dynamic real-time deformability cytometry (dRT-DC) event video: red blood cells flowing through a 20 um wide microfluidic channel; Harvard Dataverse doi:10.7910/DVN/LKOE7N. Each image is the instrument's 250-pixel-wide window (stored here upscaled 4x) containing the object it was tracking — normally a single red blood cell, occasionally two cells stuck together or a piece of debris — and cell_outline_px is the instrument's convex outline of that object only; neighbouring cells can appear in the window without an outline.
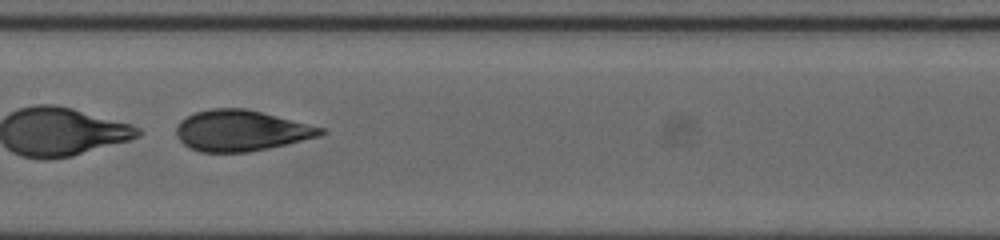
{"species": "human", "species_latin": "Homo sapiens", "temperature_condition": "cold", "stored_images_in_passage": 51, "segment_of_instrument_passage": [2, 2], "camera_frame_rate_fps": 3000, "um_per_image_px": 0.085, "donor": {"sex": "female"}, "frame": {"image": 1, "passage_image": 28, "time_ms": 9.0, "image_size_px": [1000, 240], "cell_outline_px": [[328, 132], [320, 136], [288, 144], [248, 152], [200, 152], [188, 148], [176, 136], [176, 128], [180, 120], [196, 112], [212, 108], [244, 108], [324, 128]], "centroid_in_image_um": [20.48, 11.11], "position_along_channel_um": 186.9, "area_um2": 34.28}}